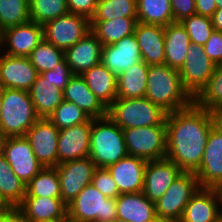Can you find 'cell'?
<instances>
[{
    "mask_svg": "<svg viewBox=\"0 0 222 222\" xmlns=\"http://www.w3.org/2000/svg\"><path fill=\"white\" fill-rule=\"evenodd\" d=\"M215 124L213 112L198 107L194 102L187 108L168 113L166 158L183 172L195 173Z\"/></svg>",
    "mask_w": 222,
    "mask_h": 222,
    "instance_id": "obj_1",
    "label": "cell"
},
{
    "mask_svg": "<svg viewBox=\"0 0 222 222\" xmlns=\"http://www.w3.org/2000/svg\"><path fill=\"white\" fill-rule=\"evenodd\" d=\"M145 97L171 113L189 107L193 98L183 88L179 71L168 65H148Z\"/></svg>",
    "mask_w": 222,
    "mask_h": 222,
    "instance_id": "obj_2",
    "label": "cell"
},
{
    "mask_svg": "<svg viewBox=\"0 0 222 222\" xmlns=\"http://www.w3.org/2000/svg\"><path fill=\"white\" fill-rule=\"evenodd\" d=\"M127 155L123 130L108 115L92 118L89 158L96 167L107 168Z\"/></svg>",
    "mask_w": 222,
    "mask_h": 222,
    "instance_id": "obj_3",
    "label": "cell"
},
{
    "mask_svg": "<svg viewBox=\"0 0 222 222\" xmlns=\"http://www.w3.org/2000/svg\"><path fill=\"white\" fill-rule=\"evenodd\" d=\"M39 118L28 91L2 88L0 133L5 138L25 136Z\"/></svg>",
    "mask_w": 222,
    "mask_h": 222,
    "instance_id": "obj_4",
    "label": "cell"
},
{
    "mask_svg": "<svg viewBox=\"0 0 222 222\" xmlns=\"http://www.w3.org/2000/svg\"><path fill=\"white\" fill-rule=\"evenodd\" d=\"M167 112L146 97L119 98L107 108V115L123 130L166 125Z\"/></svg>",
    "mask_w": 222,
    "mask_h": 222,
    "instance_id": "obj_5",
    "label": "cell"
},
{
    "mask_svg": "<svg viewBox=\"0 0 222 222\" xmlns=\"http://www.w3.org/2000/svg\"><path fill=\"white\" fill-rule=\"evenodd\" d=\"M67 216L80 222H110L117 217L116 198H107L89 184L67 205Z\"/></svg>",
    "mask_w": 222,
    "mask_h": 222,
    "instance_id": "obj_6",
    "label": "cell"
},
{
    "mask_svg": "<svg viewBox=\"0 0 222 222\" xmlns=\"http://www.w3.org/2000/svg\"><path fill=\"white\" fill-rule=\"evenodd\" d=\"M199 187L195 173L182 172L155 202L159 222H179L185 206Z\"/></svg>",
    "mask_w": 222,
    "mask_h": 222,
    "instance_id": "obj_7",
    "label": "cell"
},
{
    "mask_svg": "<svg viewBox=\"0 0 222 222\" xmlns=\"http://www.w3.org/2000/svg\"><path fill=\"white\" fill-rule=\"evenodd\" d=\"M123 134L128 155L146 161L166 158V125L127 128Z\"/></svg>",
    "mask_w": 222,
    "mask_h": 222,
    "instance_id": "obj_8",
    "label": "cell"
},
{
    "mask_svg": "<svg viewBox=\"0 0 222 222\" xmlns=\"http://www.w3.org/2000/svg\"><path fill=\"white\" fill-rule=\"evenodd\" d=\"M89 31L90 20L70 12L43 25L44 39L63 51L75 45Z\"/></svg>",
    "mask_w": 222,
    "mask_h": 222,
    "instance_id": "obj_9",
    "label": "cell"
},
{
    "mask_svg": "<svg viewBox=\"0 0 222 222\" xmlns=\"http://www.w3.org/2000/svg\"><path fill=\"white\" fill-rule=\"evenodd\" d=\"M216 64L205 54L203 46L190 44L187 56L178 70L183 88L194 99L207 85Z\"/></svg>",
    "mask_w": 222,
    "mask_h": 222,
    "instance_id": "obj_10",
    "label": "cell"
},
{
    "mask_svg": "<svg viewBox=\"0 0 222 222\" xmlns=\"http://www.w3.org/2000/svg\"><path fill=\"white\" fill-rule=\"evenodd\" d=\"M2 154L15 175L26 185L44 168L25 136L5 138Z\"/></svg>",
    "mask_w": 222,
    "mask_h": 222,
    "instance_id": "obj_11",
    "label": "cell"
},
{
    "mask_svg": "<svg viewBox=\"0 0 222 222\" xmlns=\"http://www.w3.org/2000/svg\"><path fill=\"white\" fill-rule=\"evenodd\" d=\"M61 198L68 205L87 185L91 184L96 165L89 158L58 164Z\"/></svg>",
    "mask_w": 222,
    "mask_h": 222,
    "instance_id": "obj_12",
    "label": "cell"
},
{
    "mask_svg": "<svg viewBox=\"0 0 222 222\" xmlns=\"http://www.w3.org/2000/svg\"><path fill=\"white\" fill-rule=\"evenodd\" d=\"M195 174L200 187L222 188V128L217 124L209 133L200 167Z\"/></svg>",
    "mask_w": 222,
    "mask_h": 222,
    "instance_id": "obj_13",
    "label": "cell"
},
{
    "mask_svg": "<svg viewBox=\"0 0 222 222\" xmlns=\"http://www.w3.org/2000/svg\"><path fill=\"white\" fill-rule=\"evenodd\" d=\"M43 25L29 21L0 32V52L10 56L28 57L42 41Z\"/></svg>",
    "mask_w": 222,
    "mask_h": 222,
    "instance_id": "obj_14",
    "label": "cell"
},
{
    "mask_svg": "<svg viewBox=\"0 0 222 222\" xmlns=\"http://www.w3.org/2000/svg\"><path fill=\"white\" fill-rule=\"evenodd\" d=\"M59 131L48 118H39L25 135L35 157L45 168L57 166Z\"/></svg>",
    "mask_w": 222,
    "mask_h": 222,
    "instance_id": "obj_15",
    "label": "cell"
},
{
    "mask_svg": "<svg viewBox=\"0 0 222 222\" xmlns=\"http://www.w3.org/2000/svg\"><path fill=\"white\" fill-rule=\"evenodd\" d=\"M221 219V190L199 187L185 206L179 222H219Z\"/></svg>",
    "mask_w": 222,
    "mask_h": 222,
    "instance_id": "obj_16",
    "label": "cell"
},
{
    "mask_svg": "<svg viewBox=\"0 0 222 222\" xmlns=\"http://www.w3.org/2000/svg\"><path fill=\"white\" fill-rule=\"evenodd\" d=\"M92 118L87 122L59 131L57 165L89 157Z\"/></svg>",
    "mask_w": 222,
    "mask_h": 222,
    "instance_id": "obj_17",
    "label": "cell"
},
{
    "mask_svg": "<svg viewBox=\"0 0 222 222\" xmlns=\"http://www.w3.org/2000/svg\"><path fill=\"white\" fill-rule=\"evenodd\" d=\"M182 172L174 162L167 158L147 161L143 194L155 203Z\"/></svg>",
    "mask_w": 222,
    "mask_h": 222,
    "instance_id": "obj_18",
    "label": "cell"
},
{
    "mask_svg": "<svg viewBox=\"0 0 222 222\" xmlns=\"http://www.w3.org/2000/svg\"><path fill=\"white\" fill-rule=\"evenodd\" d=\"M37 75L38 72L28 57L10 56L0 52V86L2 88L28 91Z\"/></svg>",
    "mask_w": 222,
    "mask_h": 222,
    "instance_id": "obj_19",
    "label": "cell"
},
{
    "mask_svg": "<svg viewBox=\"0 0 222 222\" xmlns=\"http://www.w3.org/2000/svg\"><path fill=\"white\" fill-rule=\"evenodd\" d=\"M140 62H142L141 52L134 33L125 36L114 44L103 46L101 63L116 77L130 66Z\"/></svg>",
    "mask_w": 222,
    "mask_h": 222,
    "instance_id": "obj_20",
    "label": "cell"
},
{
    "mask_svg": "<svg viewBox=\"0 0 222 222\" xmlns=\"http://www.w3.org/2000/svg\"><path fill=\"white\" fill-rule=\"evenodd\" d=\"M103 44L90 30L75 45L64 51V58L74 75H81L101 63Z\"/></svg>",
    "mask_w": 222,
    "mask_h": 222,
    "instance_id": "obj_21",
    "label": "cell"
},
{
    "mask_svg": "<svg viewBox=\"0 0 222 222\" xmlns=\"http://www.w3.org/2000/svg\"><path fill=\"white\" fill-rule=\"evenodd\" d=\"M146 165V160L127 155L107 167L117 184L119 194L137 193L143 190Z\"/></svg>",
    "mask_w": 222,
    "mask_h": 222,
    "instance_id": "obj_22",
    "label": "cell"
},
{
    "mask_svg": "<svg viewBox=\"0 0 222 222\" xmlns=\"http://www.w3.org/2000/svg\"><path fill=\"white\" fill-rule=\"evenodd\" d=\"M134 35L139 44L142 61L147 65L164 64L165 33L163 26L137 22Z\"/></svg>",
    "mask_w": 222,
    "mask_h": 222,
    "instance_id": "obj_23",
    "label": "cell"
},
{
    "mask_svg": "<svg viewBox=\"0 0 222 222\" xmlns=\"http://www.w3.org/2000/svg\"><path fill=\"white\" fill-rule=\"evenodd\" d=\"M18 208L31 222L61 221L67 216L61 197L25 196Z\"/></svg>",
    "mask_w": 222,
    "mask_h": 222,
    "instance_id": "obj_24",
    "label": "cell"
},
{
    "mask_svg": "<svg viewBox=\"0 0 222 222\" xmlns=\"http://www.w3.org/2000/svg\"><path fill=\"white\" fill-rule=\"evenodd\" d=\"M117 217L128 222H159L155 203L143 192L120 194L116 198Z\"/></svg>",
    "mask_w": 222,
    "mask_h": 222,
    "instance_id": "obj_25",
    "label": "cell"
},
{
    "mask_svg": "<svg viewBox=\"0 0 222 222\" xmlns=\"http://www.w3.org/2000/svg\"><path fill=\"white\" fill-rule=\"evenodd\" d=\"M64 100L76 104L90 118L107 116V108L91 92L81 75H73L63 91Z\"/></svg>",
    "mask_w": 222,
    "mask_h": 222,
    "instance_id": "obj_26",
    "label": "cell"
},
{
    "mask_svg": "<svg viewBox=\"0 0 222 222\" xmlns=\"http://www.w3.org/2000/svg\"><path fill=\"white\" fill-rule=\"evenodd\" d=\"M81 76L106 108L117 98V77L102 63L93 66Z\"/></svg>",
    "mask_w": 222,
    "mask_h": 222,
    "instance_id": "obj_27",
    "label": "cell"
},
{
    "mask_svg": "<svg viewBox=\"0 0 222 222\" xmlns=\"http://www.w3.org/2000/svg\"><path fill=\"white\" fill-rule=\"evenodd\" d=\"M165 61L171 68L179 70L187 56L191 44L190 37L181 22H173L164 27Z\"/></svg>",
    "mask_w": 222,
    "mask_h": 222,
    "instance_id": "obj_28",
    "label": "cell"
},
{
    "mask_svg": "<svg viewBox=\"0 0 222 222\" xmlns=\"http://www.w3.org/2000/svg\"><path fill=\"white\" fill-rule=\"evenodd\" d=\"M28 93L40 118H48L64 100L63 90L58 89L41 74L37 75Z\"/></svg>",
    "mask_w": 222,
    "mask_h": 222,
    "instance_id": "obj_29",
    "label": "cell"
},
{
    "mask_svg": "<svg viewBox=\"0 0 222 222\" xmlns=\"http://www.w3.org/2000/svg\"><path fill=\"white\" fill-rule=\"evenodd\" d=\"M137 17H120L112 20H90V30L104 45H111L133 34Z\"/></svg>",
    "mask_w": 222,
    "mask_h": 222,
    "instance_id": "obj_30",
    "label": "cell"
},
{
    "mask_svg": "<svg viewBox=\"0 0 222 222\" xmlns=\"http://www.w3.org/2000/svg\"><path fill=\"white\" fill-rule=\"evenodd\" d=\"M148 65L142 61L130 66L117 77V97L142 98L147 88Z\"/></svg>",
    "mask_w": 222,
    "mask_h": 222,
    "instance_id": "obj_31",
    "label": "cell"
},
{
    "mask_svg": "<svg viewBox=\"0 0 222 222\" xmlns=\"http://www.w3.org/2000/svg\"><path fill=\"white\" fill-rule=\"evenodd\" d=\"M0 194L11 207H18L26 195V184L15 175L3 154L0 155Z\"/></svg>",
    "mask_w": 222,
    "mask_h": 222,
    "instance_id": "obj_32",
    "label": "cell"
},
{
    "mask_svg": "<svg viewBox=\"0 0 222 222\" xmlns=\"http://www.w3.org/2000/svg\"><path fill=\"white\" fill-rule=\"evenodd\" d=\"M137 21L163 27L173 23L170 0H137Z\"/></svg>",
    "mask_w": 222,
    "mask_h": 222,
    "instance_id": "obj_33",
    "label": "cell"
},
{
    "mask_svg": "<svg viewBox=\"0 0 222 222\" xmlns=\"http://www.w3.org/2000/svg\"><path fill=\"white\" fill-rule=\"evenodd\" d=\"M25 196L61 197L60 181L56 168L44 167L26 185Z\"/></svg>",
    "mask_w": 222,
    "mask_h": 222,
    "instance_id": "obj_34",
    "label": "cell"
},
{
    "mask_svg": "<svg viewBox=\"0 0 222 222\" xmlns=\"http://www.w3.org/2000/svg\"><path fill=\"white\" fill-rule=\"evenodd\" d=\"M29 21V0H0V32Z\"/></svg>",
    "mask_w": 222,
    "mask_h": 222,
    "instance_id": "obj_35",
    "label": "cell"
},
{
    "mask_svg": "<svg viewBox=\"0 0 222 222\" xmlns=\"http://www.w3.org/2000/svg\"><path fill=\"white\" fill-rule=\"evenodd\" d=\"M200 108L213 112L222 104V64L216 65L207 85L193 99Z\"/></svg>",
    "mask_w": 222,
    "mask_h": 222,
    "instance_id": "obj_36",
    "label": "cell"
},
{
    "mask_svg": "<svg viewBox=\"0 0 222 222\" xmlns=\"http://www.w3.org/2000/svg\"><path fill=\"white\" fill-rule=\"evenodd\" d=\"M120 17H137V0L98 1L91 20H112Z\"/></svg>",
    "mask_w": 222,
    "mask_h": 222,
    "instance_id": "obj_37",
    "label": "cell"
},
{
    "mask_svg": "<svg viewBox=\"0 0 222 222\" xmlns=\"http://www.w3.org/2000/svg\"><path fill=\"white\" fill-rule=\"evenodd\" d=\"M30 21L44 25L69 12L67 0H29Z\"/></svg>",
    "mask_w": 222,
    "mask_h": 222,
    "instance_id": "obj_38",
    "label": "cell"
},
{
    "mask_svg": "<svg viewBox=\"0 0 222 222\" xmlns=\"http://www.w3.org/2000/svg\"><path fill=\"white\" fill-rule=\"evenodd\" d=\"M28 58L38 74H40L44 71L54 69L56 65L64 59V51L56 48L43 38L32 50Z\"/></svg>",
    "mask_w": 222,
    "mask_h": 222,
    "instance_id": "obj_39",
    "label": "cell"
},
{
    "mask_svg": "<svg viewBox=\"0 0 222 222\" xmlns=\"http://www.w3.org/2000/svg\"><path fill=\"white\" fill-rule=\"evenodd\" d=\"M48 119L61 130L87 122L90 117L76 104L63 100Z\"/></svg>",
    "mask_w": 222,
    "mask_h": 222,
    "instance_id": "obj_40",
    "label": "cell"
},
{
    "mask_svg": "<svg viewBox=\"0 0 222 222\" xmlns=\"http://www.w3.org/2000/svg\"><path fill=\"white\" fill-rule=\"evenodd\" d=\"M181 24L185 27L188 33L191 44L204 46L215 30L212 24L211 17L202 15H191L184 18Z\"/></svg>",
    "mask_w": 222,
    "mask_h": 222,
    "instance_id": "obj_41",
    "label": "cell"
},
{
    "mask_svg": "<svg viewBox=\"0 0 222 222\" xmlns=\"http://www.w3.org/2000/svg\"><path fill=\"white\" fill-rule=\"evenodd\" d=\"M91 184L107 198H117L119 190L107 168L97 167Z\"/></svg>",
    "mask_w": 222,
    "mask_h": 222,
    "instance_id": "obj_42",
    "label": "cell"
},
{
    "mask_svg": "<svg viewBox=\"0 0 222 222\" xmlns=\"http://www.w3.org/2000/svg\"><path fill=\"white\" fill-rule=\"evenodd\" d=\"M40 74L46 80L51 81L53 85H55L58 89H61L63 91L74 75L71 72L70 67L66 63L65 58L61 62H59L54 69L44 71Z\"/></svg>",
    "mask_w": 222,
    "mask_h": 222,
    "instance_id": "obj_43",
    "label": "cell"
},
{
    "mask_svg": "<svg viewBox=\"0 0 222 222\" xmlns=\"http://www.w3.org/2000/svg\"><path fill=\"white\" fill-rule=\"evenodd\" d=\"M203 49L216 65L222 64V32L214 30Z\"/></svg>",
    "mask_w": 222,
    "mask_h": 222,
    "instance_id": "obj_44",
    "label": "cell"
},
{
    "mask_svg": "<svg viewBox=\"0 0 222 222\" xmlns=\"http://www.w3.org/2000/svg\"><path fill=\"white\" fill-rule=\"evenodd\" d=\"M97 0H67L70 13L82 15L89 20L94 16Z\"/></svg>",
    "mask_w": 222,
    "mask_h": 222,
    "instance_id": "obj_45",
    "label": "cell"
},
{
    "mask_svg": "<svg viewBox=\"0 0 222 222\" xmlns=\"http://www.w3.org/2000/svg\"><path fill=\"white\" fill-rule=\"evenodd\" d=\"M174 22H181L184 18L196 14L194 0H170Z\"/></svg>",
    "mask_w": 222,
    "mask_h": 222,
    "instance_id": "obj_46",
    "label": "cell"
},
{
    "mask_svg": "<svg viewBox=\"0 0 222 222\" xmlns=\"http://www.w3.org/2000/svg\"><path fill=\"white\" fill-rule=\"evenodd\" d=\"M197 15L212 17L218 8L215 0H194Z\"/></svg>",
    "mask_w": 222,
    "mask_h": 222,
    "instance_id": "obj_47",
    "label": "cell"
},
{
    "mask_svg": "<svg viewBox=\"0 0 222 222\" xmlns=\"http://www.w3.org/2000/svg\"><path fill=\"white\" fill-rule=\"evenodd\" d=\"M0 222H31L18 207H11L0 214Z\"/></svg>",
    "mask_w": 222,
    "mask_h": 222,
    "instance_id": "obj_48",
    "label": "cell"
},
{
    "mask_svg": "<svg viewBox=\"0 0 222 222\" xmlns=\"http://www.w3.org/2000/svg\"><path fill=\"white\" fill-rule=\"evenodd\" d=\"M211 19L214 29L222 32V7L215 10Z\"/></svg>",
    "mask_w": 222,
    "mask_h": 222,
    "instance_id": "obj_49",
    "label": "cell"
},
{
    "mask_svg": "<svg viewBox=\"0 0 222 222\" xmlns=\"http://www.w3.org/2000/svg\"><path fill=\"white\" fill-rule=\"evenodd\" d=\"M213 114L216 124L222 126V104L213 111Z\"/></svg>",
    "mask_w": 222,
    "mask_h": 222,
    "instance_id": "obj_50",
    "label": "cell"
},
{
    "mask_svg": "<svg viewBox=\"0 0 222 222\" xmlns=\"http://www.w3.org/2000/svg\"><path fill=\"white\" fill-rule=\"evenodd\" d=\"M11 206L4 200V198L0 194V214L9 210Z\"/></svg>",
    "mask_w": 222,
    "mask_h": 222,
    "instance_id": "obj_51",
    "label": "cell"
},
{
    "mask_svg": "<svg viewBox=\"0 0 222 222\" xmlns=\"http://www.w3.org/2000/svg\"><path fill=\"white\" fill-rule=\"evenodd\" d=\"M4 139H5V137L0 133V155L2 154V151H3Z\"/></svg>",
    "mask_w": 222,
    "mask_h": 222,
    "instance_id": "obj_52",
    "label": "cell"
},
{
    "mask_svg": "<svg viewBox=\"0 0 222 222\" xmlns=\"http://www.w3.org/2000/svg\"><path fill=\"white\" fill-rule=\"evenodd\" d=\"M59 222H80V221L73 220V219H71L70 217L66 216L64 219H62V220L59 221Z\"/></svg>",
    "mask_w": 222,
    "mask_h": 222,
    "instance_id": "obj_53",
    "label": "cell"
},
{
    "mask_svg": "<svg viewBox=\"0 0 222 222\" xmlns=\"http://www.w3.org/2000/svg\"><path fill=\"white\" fill-rule=\"evenodd\" d=\"M110 222H128V221L123 220L122 218L116 217L115 219L111 220Z\"/></svg>",
    "mask_w": 222,
    "mask_h": 222,
    "instance_id": "obj_54",
    "label": "cell"
},
{
    "mask_svg": "<svg viewBox=\"0 0 222 222\" xmlns=\"http://www.w3.org/2000/svg\"><path fill=\"white\" fill-rule=\"evenodd\" d=\"M215 2L218 8L222 7V0H215Z\"/></svg>",
    "mask_w": 222,
    "mask_h": 222,
    "instance_id": "obj_55",
    "label": "cell"
},
{
    "mask_svg": "<svg viewBox=\"0 0 222 222\" xmlns=\"http://www.w3.org/2000/svg\"><path fill=\"white\" fill-rule=\"evenodd\" d=\"M1 103H2V87L0 86V110H1Z\"/></svg>",
    "mask_w": 222,
    "mask_h": 222,
    "instance_id": "obj_56",
    "label": "cell"
},
{
    "mask_svg": "<svg viewBox=\"0 0 222 222\" xmlns=\"http://www.w3.org/2000/svg\"><path fill=\"white\" fill-rule=\"evenodd\" d=\"M41 222H59V221H41Z\"/></svg>",
    "mask_w": 222,
    "mask_h": 222,
    "instance_id": "obj_57",
    "label": "cell"
}]
</instances>
